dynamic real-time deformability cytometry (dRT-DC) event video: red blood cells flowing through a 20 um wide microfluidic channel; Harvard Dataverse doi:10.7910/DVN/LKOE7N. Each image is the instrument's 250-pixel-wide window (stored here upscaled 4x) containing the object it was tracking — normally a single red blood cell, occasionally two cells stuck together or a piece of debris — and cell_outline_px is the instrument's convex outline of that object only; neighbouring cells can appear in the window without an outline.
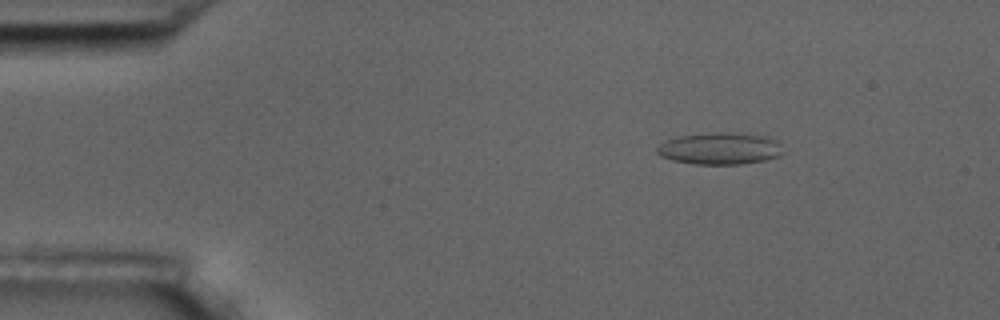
{"species": "common noctule bat (a hibernating species)", "species_latin": "Nyctalus noctula", "temperature_condition": "room temperature", "stored_images_in_passage": 5, "camera_frame_rate_fps": 3000, "um_per_image_px": 0.085, "animal": {"sex": "male", "body_mass_g": 17.5, "forearm_length_mm": 52.3}, "frame": {"image": 1, "passage_image": 5, "time_ms": 5.667, "image_size_px": [1000, 320], "cell_outline_px": [[784, 152], [780, 156], [764, 160], [740, 164], [692, 164], [672, 160], [660, 156], [656, 152], [656, 148], [660, 144], [668, 140], [680, 136], [712, 132], [720, 132], [768, 136], [780, 140]], "centroid_in_image_um": [61.24, 12.62], "position_along_channel_um": 23.8, "area_um2": 23.58}}